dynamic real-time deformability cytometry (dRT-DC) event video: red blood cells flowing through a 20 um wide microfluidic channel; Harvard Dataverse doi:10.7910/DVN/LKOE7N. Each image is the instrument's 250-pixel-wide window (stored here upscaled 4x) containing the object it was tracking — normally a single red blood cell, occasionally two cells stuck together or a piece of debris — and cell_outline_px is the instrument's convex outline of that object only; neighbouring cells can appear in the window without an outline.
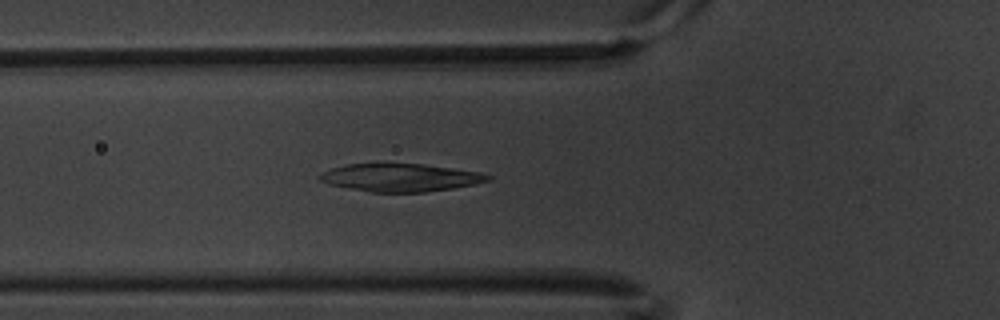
{"species": "common noctule bat (a hibernating species)", "species_latin": "Nyctalus noctula", "temperature_condition": "warm", "stored_images_in_passage": 7, "camera_frame_rate_fps": 3000, "um_per_image_px": 0.085, "animal": {"sex": "male", "body_mass_g": 20.1, "forearm_length_mm": 53.5}, "frame": {"image": 1, "passage_image": 7, "time_ms": 2.0, "image_size_px": [1000, 320], "cell_outline_px": [[492, 176], [488, 180], [476, 184], [452, 188], [424, 192], [372, 192], [348, 188], [328, 184], [320, 180], [316, 176], [320, 172], [332, 168], [348, 164], [376, 160], [388, 160], [424, 164], [480, 172]], "centroid_in_image_um": [33.94, 15.04], "position_along_channel_um": 91.9, "area_um2": 28.44}}